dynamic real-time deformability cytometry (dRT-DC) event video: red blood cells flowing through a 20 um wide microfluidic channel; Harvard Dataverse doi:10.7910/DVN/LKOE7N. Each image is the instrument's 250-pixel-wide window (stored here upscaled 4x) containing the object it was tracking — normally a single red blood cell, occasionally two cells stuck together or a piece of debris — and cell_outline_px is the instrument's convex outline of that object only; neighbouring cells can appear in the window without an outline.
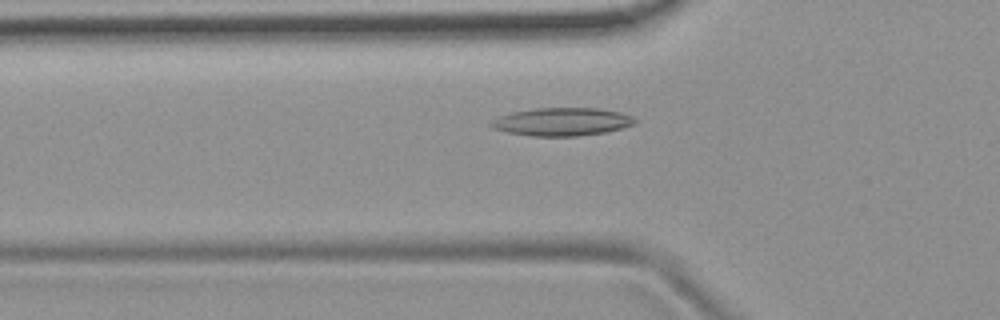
{"species": "common noctule bat (a hibernating species)", "species_latin": "Nyctalus noctula", "temperature_condition": "room temperature", "stored_images_in_passage": 52, "camera_frame_rate_fps": 3000, "um_per_image_px": 0.085, "animal": {"sex": "female", "body_mass_g": 19.9}, "frame": {"image": 1, "passage_image": 17, "time_ms": 5.333, "image_size_px": [1000, 320], "cell_outline_px": [[636, 124], [604, 132], [576, 136], [532, 136], [508, 132], [492, 128], [488, 124], [492, 120], [500, 116], [512, 112], [536, 108], [596, 108], [620, 112], [632, 116], [636, 120]], "centroid_in_image_um": [47.75, 10.35], "position_along_channel_um": 78.0, "area_um2": 23.35}}
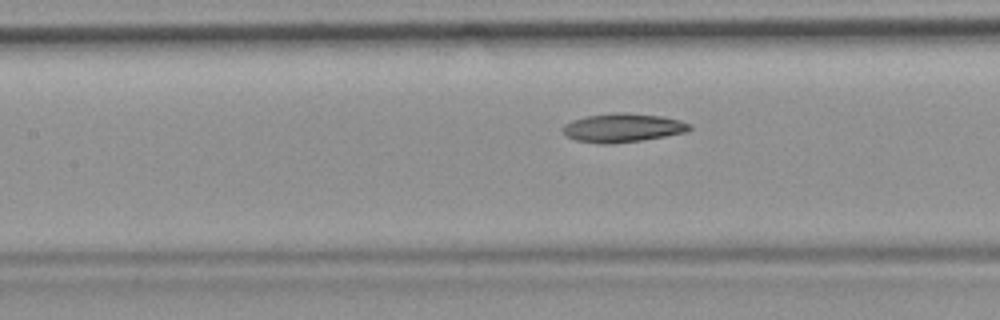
{"frame": {"image": 2, "passage_image": 23, "time_ms": 7.333, "image_size_px": [1000, 320], "cell_outline_px": [[692, 128], [684, 132], [664, 136], [640, 140], [612, 144], [600, 144], [576, 140], [568, 136], [560, 128], [564, 124], [572, 120], [588, 116], [616, 112], [628, 112], [660, 116], [680, 120], [692, 124]], "centroid_in_image_um": [52.92, 10.85], "position_along_channel_um": 154.5, "area_um2": 21.15}}
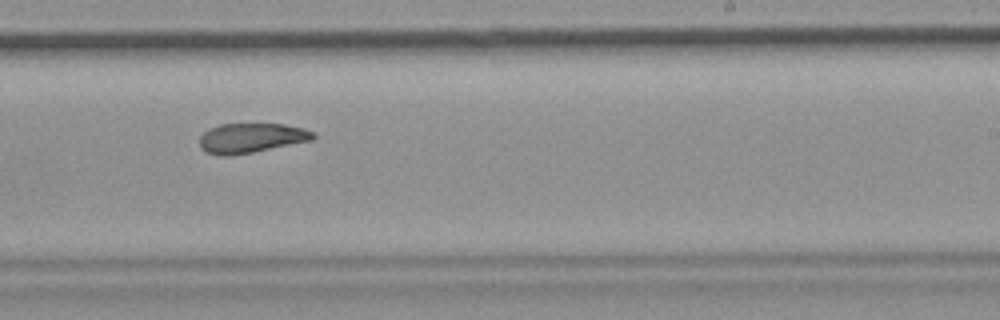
{"frame": {"image": 3, "passage_image": 32, "time_ms": 10.333, "image_size_px": [1000, 320], "cell_outline_px": [[316, 136], [312, 140], [232, 156], [220, 156], [204, 152], [200, 148], [200, 136], [208, 128], [220, 124], [284, 124], [304, 128], [312, 132]], "centroid_in_image_um": [21.3, 11.73], "position_along_channel_um": 267.7, "area_um2": 19.71}, "authors_computed_cell_mechanics": {"area_um2": 21.2126, "velocity_mm_per_s": 3.7956, "shape_relaxation_time_tau1_ms": null, "shape_relaxation_time_tau2_ms": 3.3361, "deformation_change_tau1": null, "deformation_change_tau2": 0.1041}}